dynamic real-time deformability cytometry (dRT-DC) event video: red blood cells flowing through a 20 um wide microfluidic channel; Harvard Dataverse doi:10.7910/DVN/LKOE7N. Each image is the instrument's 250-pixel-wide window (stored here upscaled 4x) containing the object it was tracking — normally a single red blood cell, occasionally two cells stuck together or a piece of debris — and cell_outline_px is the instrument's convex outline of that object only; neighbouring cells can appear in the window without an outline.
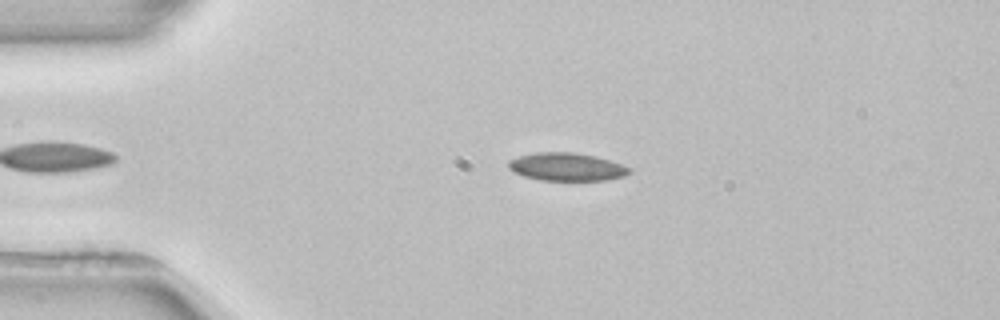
{"species": "common noctule bat (a hibernating species)", "species_latin": "Nyctalus noctula", "temperature_condition": "room temperature", "stored_images_in_passage": 2, "camera_frame_rate_fps": 3000, "um_per_image_px": 0.085, "animal": {"sex": "female", "body_mass_g": 22.7, "forearm_length_mm": 54.2}, "frame": {"image": 1, "passage_image": 1, "time_ms": 0.0, "image_size_px": [1000, 320], "cell_outline_px": [[632, 172], [624, 176], [604, 180], [540, 180], [524, 176], [512, 172], [508, 168], [508, 160], [520, 156], [536, 152], [572, 152], [596, 156], [632, 168]], "centroid_in_image_um": [48.15, 14.18], "position_along_channel_um": 36.9, "area_um2": 19.71}}